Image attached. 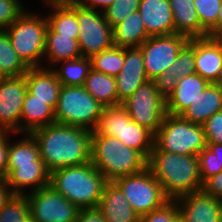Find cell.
Returning <instances> with one entry per match:
<instances>
[{
  "label": "cell",
  "mask_w": 222,
  "mask_h": 222,
  "mask_svg": "<svg viewBox=\"0 0 222 222\" xmlns=\"http://www.w3.org/2000/svg\"><path fill=\"white\" fill-rule=\"evenodd\" d=\"M103 109L104 106L84 86L62 85L55 108V120L60 124L94 131Z\"/></svg>",
  "instance_id": "7"
},
{
  "label": "cell",
  "mask_w": 222,
  "mask_h": 222,
  "mask_svg": "<svg viewBox=\"0 0 222 222\" xmlns=\"http://www.w3.org/2000/svg\"><path fill=\"white\" fill-rule=\"evenodd\" d=\"M181 34L149 37L140 46L143 53L144 68L148 80L160 82L166 70L176 60L179 52L189 42Z\"/></svg>",
  "instance_id": "11"
},
{
  "label": "cell",
  "mask_w": 222,
  "mask_h": 222,
  "mask_svg": "<svg viewBox=\"0 0 222 222\" xmlns=\"http://www.w3.org/2000/svg\"><path fill=\"white\" fill-rule=\"evenodd\" d=\"M211 83L198 73L180 78L166 91V112L180 116Z\"/></svg>",
  "instance_id": "18"
},
{
  "label": "cell",
  "mask_w": 222,
  "mask_h": 222,
  "mask_svg": "<svg viewBox=\"0 0 222 222\" xmlns=\"http://www.w3.org/2000/svg\"><path fill=\"white\" fill-rule=\"evenodd\" d=\"M40 157L39 146L34 137L27 133V138L15 143L9 144L8 164L31 163Z\"/></svg>",
  "instance_id": "36"
},
{
  "label": "cell",
  "mask_w": 222,
  "mask_h": 222,
  "mask_svg": "<svg viewBox=\"0 0 222 222\" xmlns=\"http://www.w3.org/2000/svg\"><path fill=\"white\" fill-rule=\"evenodd\" d=\"M84 87L104 107L118 105L115 77L92 68L85 80Z\"/></svg>",
  "instance_id": "28"
},
{
  "label": "cell",
  "mask_w": 222,
  "mask_h": 222,
  "mask_svg": "<svg viewBox=\"0 0 222 222\" xmlns=\"http://www.w3.org/2000/svg\"><path fill=\"white\" fill-rule=\"evenodd\" d=\"M121 105L130 118L155 134L165 118L166 92L158 81L147 80Z\"/></svg>",
  "instance_id": "9"
},
{
  "label": "cell",
  "mask_w": 222,
  "mask_h": 222,
  "mask_svg": "<svg viewBox=\"0 0 222 222\" xmlns=\"http://www.w3.org/2000/svg\"><path fill=\"white\" fill-rule=\"evenodd\" d=\"M199 173L201 181L222 171V144L207 142V147L199 154Z\"/></svg>",
  "instance_id": "35"
},
{
  "label": "cell",
  "mask_w": 222,
  "mask_h": 222,
  "mask_svg": "<svg viewBox=\"0 0 222 222\" xmlns=\"http://www.w3.org/2000/svg\"><path fill=\"white\" fill-rule=\"evenodd\" d=\"M194 73H196L195 38H192L179 52L174 63L167 68L165 75L159 83L166 92L178 79L185 78Z\"/></svg>",
  "instance_id": "27"
},
{
  "label": "cell",
  "mask_w": 222,
  "mask_h": 222,
  "mask_svg": "<svg viewBox=\"0 0 222 222\" xmlns=\"http://www.w3.org/2000/svg\"><path fill=\"white\" fill-rule=\"evenodd\" d=\"M92 133L116 137L125 146L139 151L147 160L154 147V134L134 122L121 104L104 107Z\"/></svg>",
  "instance_id": "5"
},
{
  "label": "cell",
  "mask_w": 222,
  "mask_h": 222,
  "mask_svg": "<svg viewBox=\"0 0 222 222\" xmlns=\"http://www.w3.org/2000/svg\"><path fill=\"white\" fill-rule=\"evenodd\" d=\"M49 5H61V4H70L76 2V0H46Z\"/></svg>",
  "instance_id": "48"
},
{
  "label": "cell",
  "mask_w": 222,
  "mask_h": 222,
  "mask_svg": "<svg viewBox=\"0 0 222 222\" xmlns=\"http://www.w3.org/2000/svg\"><path fill=\"white\" fill-rule=\"evenodd\" d=\"M115 1L117 0H76V3H78L80 6L84 7V8H88V9H95L94 7H96L97 5L102 6L103 10H105L108 6L112 5ZM88 4H87V3Z\"/></svg>",
  "instance_id": "45"
},
{
  "label": "cell",
  "mask_w": 222,
  "mask_h": 222,
  "mask_svg": "<svg viewBox=\"0 0 222 222\" xmlns=\"http://www.w3.org/2000/svg\"><path fill=\"white\" fill-rule=\"evenodd\" d=\"M106 222H139L140 216L125 198L120 187L113 182H106L97 207Z\"/></svg>",
  "instance_id": "20"
},
{
  "label": "cell",
  "mask_w": 222,
  "mask_h": 222,
  "mask_svg": "<svg viewBox=\"0 0 222 222\" xmlns=\"http://www.w3.org/2000/svg\"><path fill=\"white\" fill-rule=\"evenodd\" d=\"M222 110V85L211 83L180 115L183 119L202 125L214 113Z\"/></svg>",
  "instance_id": "23"
},
{
  "label": "cell",
  "mask_w": 222,
  "mask_h": 222,
  "mask_svg": "<svg viewBox=\"0 0 222 222\" xmlns=\"http://www.w3.org/2000/svg\"><path fill=\"white\" fill-rule=\"evenodd\" d=\"M147 161L139 151L125 146L116 137L91 134V162L107 182L143 171Z\"/></svg>",
  "instance_id": "4"
},
{
  "label": "cell",
  "mask_w": 222,
  "mask_h": 222,
  "mask_svg": "<svg viewBox=\"0 0 222 222\" xmlns=\"http://www.w3.org/2000/svg\"><path fill=\"white\" fill-rule=\"evenodd\" d=\"M179 218L178 203L170 200L162 208L141 216L139 222H176Z\"/></svg>",
  "instance_id": "39"
},
{
  "label": "cell",
  "mask_w": 222,
  "mask_h": 222,
  "mask_svg": "<svg viewBox=\"0 0 222 222\" xmlns=\"http://www.w3.org/2000/svg\"><path fill=\"white\" fill-rule=\"evenodd\" d=\"M114 182L140 217L170 201L148 167L139 173L117 178Z\"/></svg>",
  "instance_id": "10"
},
{
  "label": "cell",
  "mask_w": 222,
  "mask_h": 222,
  "mask_svg": "<svg viewBox=\"0 0 222 222\" xmlns=\"http://www.w3.org/2000/svg\"><path fill=\"white\" fill-rule=\"evenodd\" d=\"M7 185L12 188L14 195H23L22 188L32 186L33 191L50 185V171L44 161L39 157L31 163L7 164ZM22 187V188H21Z\"/></svg>",
  "instance_id": "16"
},
{
  "label": "cell",
  "mask_w": 222,
  "mask_h": 222,
  "mask_svg": "<svg viewBox=\"0 0 222 222\" xmlns=\"http://www.w3.org/2000/svg\"><path fill=\"white\" fill-rule=\"evenodd\" d=\"M173 13L175 33L189 39L200 38V20L194 0H169Z\"/></svg>",
  "instance_id": "26"
},
{
  "label": "cell",
  "mask_w": 222,
  "mask_h": 222,
  "mask_svg": "<svg viewBox=\"0 0 222 222\" xmlns=\"http://www.w3.org/2000/svg\"><path fill=\"white\" fill-rule=\"evenodd\" d=\"M28 69L11 45L7 32L0 30V70L6 77H18Z\"/></svg>",
  "instance_id": "32"
},
{
  "label": "cell",
  "mask_w": 222,
  "mask_h": 222,
  "mask_svg": "<svg viewBox=\"0 0 222 222\" xmlns=\"http://www.w3.org/2000/svg\"><path fill=\"white\" fill-rule=\"evenodd\" d=\"M47 19L23 12L5 30L19 58L28 68L40 67L38 62L46 46Z\"/></svg>",
  "instance_id": "8"
},
{
  "label": "cell",
  "mask_w": 222,
  "mask_h": 222,
  "mask_svg": "<svg viewBox=\"0 0 222 222\" xmlns=\"http://www.w3.org/2000/svg\"><path fill=\"white\" fill-rule=\"evenodd\" d=\"M95 71L116 77L125 61V48L113 45L111 48L96 53L91 57Z\"/></svg>",
  "instance_id": "34"
},
{
  "label": "cell",
  "mask_w": 222,
  "mask_h": 222,
  "mask_svg": "<svg viewBox=\"0 0 222 222\" xmlns=\"http://www.w3.org/2000/svg\"><path fill=\"white\" fill-rule=\"evenodd\" d=\"M216 84L222 85V68H221V72H220V75H219L218 82Z\"/></svg>",
  "instance_id": "49"
},
{
  "label": "cell",
  "mask_w": 222,
  "mask_h": 222,
  "mask_svg": "<svg viewBox=\"0 0 222 222\" xmlns=\"http://www.w3.org/2000/svg\"><path fill=\"white\" fill-rule=\"evenodd\" d=\"M115 80L118 105L148 80L144 68L143 53L140 48H125V61L121 72L115 77Z\"/></svg>",
  "instance_id": "17"
},
{
  "label": "cell",
  "mask_w": 222,
  "mask_h": 222,
  "mask_svg": "<svg viewBox=\"0 0 222 222\" xmlns=\"http://www.w3.org/2000/svg\"><path fill=\"white\" fill-rule=\"evenodd\" d=\"M88 9L76 3V15L79 22L78 43L82 56L91 58L94 54L111 48L113 28L104 14Z\"/></svg>",
  "instance_id": "12"
},
{
  "label": "cell",
  "mask_w": 222,
  "mask_h": 222,
  "mask_svg": "<svg viewBox=\"0 0 222 222\" xmlns=\"http://www.w3.org/2000/svg\"><path fill=\"white\" fill-rule=\"evenodd\" d=\"M30 134L37 141L40 157L50 172L91 162L90 130L55 122Z\"/></svg>",
  "instance_id": "1"
},
{
  "label": "cell",
  "mask_w": 222,
  "mask_h": 222,
  "mask_svg": "<svg viewBox=\"0 0 222 222\" xmlns=\"http://www.w3.org/2000/svg\"><path fill=\"white\" fill-rule=\"evenodd\" d=\"M176 222H184L182 218H179Z\"/></svg>",
  "instance_id": "52"
},
{
  "label": "cell",
  "mask_w": 222,
  "mask_h": 222,
  "mask_svg": "<svg viewBox=\"0 0 222 222\" xmlns=\"http://www.w3.org/2000/svg\"><path fill=\"white\" fill-rule=\"evenodd\" d=\"M202 191L222 200V171L207 178L203 182Z\"/></svg>",
  "instance_id": "42"
},
{
  "label": "cell",
  "mask_w": 222,
  "mask_h": 222,
  "mask_svg": "<svg viewBox=\"0 0 222 222\" xmlns=\"http://www.w3.org/2000/svg\"><path fill=\"white\" fill-rule=\"evenodd\" d=\"M30 218L35 222H76L80 209L52 186L47 185L26 195Z\"/></svg>",
  "instance_id": "13"
},
{
  "label": "cell",
  "mask_w": 222,
  "mask_h": 222,
  "mask_svg": "<svg viewBox=\"0 0 222 222\" xmlns=\"http://www.w3.org/2000/svg\"><path fill=\"white\" fill-rule=\"evenodd\" d=\"M19 0H0V30L7 29L24 11Z\"/></svg>",
  "instance_id": "40"
},
{
  "label": "cell",
  "mask_w": 222,
  "mask_h": 222,
  "mask_svg": "<svg viewBox=\"0 0 222 222\" xmlns=\"http://www.w3.org/2000/svg\"><path fill=\"white\" fill-rule=\"evenodd\" d=\"M147 167L169 200L202 190L198 155H181L152 150Z\"/></svg>",
  "instance_id": "2"
},
{
  "label": "cell",
  "mask_w": 222,
  "mask_h": 222,
  "mask_svg": "<svg viewBox=\"0 0 222 222\" xmlns=\"http://www.w3.org/2000/svg\"><path fill=\"white\" fill-rule=\"evenodd\" d=\"M149 37L139 11L113 28V44L121 48H139Z\"/></svg>",
  "instance_id": "25"
},
{
  "label": "cell",
  "mask_w": 222,
  "mask_h": 222,
  "mask_svg": "<svg viewBox=\"0 0 222 222\" xmlns=\"http://www.w3.org/2000/svg\"><path fill=\"white\" fill-rule=\"evenodd\" d=\"M194 4L200 20V38H217V17L222 0H194Z\"/></svg>",
  "instance_id": "33"
},
{
  "label": "cell",
  "mask_w": 222,
  "mask_h": 222,
  "mask_svg": "<svg viewBox=\"0 0 222 222\" xmlns=\"http://www.w3.org/2000/svg\"><path fill=\"white\" fill-rule=\"evenodd\" d=\"M221 11L217 17V38L222 37V4L220 7Z\"/></svg>",
  "instance_id": "47"
},
{
  "label": "cell",
  "mask_w": 222,
  "mask_h": 222,
  "mask_svg": "<svg viewBox=\"0 0 222 222\" xmlns=\"http://www.w3.org/2000/svg\"><path fill=\"white\" fill-rule=\"evenodd\" d=\"M26 222H35L33 219L29 218Z\"/></svg>",
  "instance_id": "51"
},
{
  "label": "cell",
  "mask_w": 222,
  "mask_h": 222,
  "mask_svg": "<svg viewBox=\"0 0 222 222\" xmlns=\"http://www.w3.org/2000/svg\"><path fill=\"white\" fill-rule=\"evenodd\" d=\"M27 92L25 75L6 77L0 81V130L20 131L21 112ZM19 124V125H18Z\"/></svg>",
  "instance_id": "14"
},
{
  "label": "cell",
  "mask_w": 222,
  "mask_h": 222,
  "mask_svg": "<svg viewBox=\"0 0 222 222\" xmlns=\"http://www.w3.org/2000/svg\"><path fill=\"white\" fill-rule=\"evenodd\" d=\"M6 76L3 74V72L0 70V81L4 80Z\"/></svg>",
  "instance_id": "50"
},
{
  "label": "cell",
  "mask_w": 222,
  "mask_h": 222,
  "mask_svg": "<svg viewBox=\"0 0 222 222\" xmlns=\"http://www.w3.org/2000/svg\"><path fill=\"white\" fill-rule=\"evenodd\" d=\"M184 222H222V200L202 190L175 200ZM183 204V205H181Z\"/></svg>",
  "instance_id": "15"
},
{
  "label": "cell",
  "mask_w": 222,
  "mask_h": 222,
  "mask_svg": "<svg viewBox=\"0 0 222 222\" xmlns=\"http://www.w3.org/2000/svg\"><path fill=\"white\" fill-rule=\"evenodd\" d=\"M44 55L55 65V62L79 58L82 53L78 40L73 36H60L48 26Z\"/></svg>",
  "instance_id": "29"
},
{
  "label": "cell",
  "mask_w": 222,
  "mask_h": 222,
  "mask_svg": "<svg viewBox=\"0 0 222 222\" xmlns=\"http://www.w3.org/2000/svg\"><path fill=\"white\" fill-rule=\"evenodd\" d=\"M140 0H117L108 6L103 14L109 25L114 28L131 13L138 11Z\"/></svg>",
  "instance_id": "38"
},
{
  "label": "cell",
  "mask_w": 222,
  "mask_h": 222,
  "mask_svg": "<svg viewBox=\"0 0 222 222\" xmlns=\"http://www.w3.org/2000/svg\"><path fill=\"white\" fill-rule=\"evenodd\" d=\"M27 83V91L35 96V99L45 101L54 110L56 108L61 83L54 69L40 67L29 68L24 74Z\"/></svg>",
  "instance_id": "22"
},
{
  "label": "cell",
  "mask_w": 222,
  "mask_h": 222,
  "mask_svg": "<svg viewBox=\"0 0 222 222\" xmlns=\"http://www.w3.org/2000/svg\"><path fill=\"white\" fill-rule=\"evenodd\" d=\"M206 147L207 141L202 125L167 113L158 131L154 134L152 150L181 155H198Z\"/></svg>",
  "instance_id": "6"
},
{
  "label": "cell",
  "mask_w": 222,
  "mask_h": 222,
  "mask_svg": "<svg viewBox=\"0 0 222 222\" xmlns=\"http://www.w3.org/2000/svg\"><path fill=\"white\" fill-rule=\"evenodd\" d=\"M50 6L55 9V12L46 17L48 26L60 36H73V39L78 40L79 22L76 15V2Z\"/></svg>",
  "instance_id": "30"
},
{
  "label": "cell",
  "mask_w": 222,
  "mask_h": 222,
  "mask_svg": "<svg viewBox=\"0 0 222 222\" xmlns=\"http://www.w3.org/2000/svg\"><path fill=\"white\" fill-rule=\"evenodd\" d=\"M21 119L25 120V124L20 125V131L31 133L37 128L55 123V110L45 101L35 99V96L27 91L23 101Z\"/></svg>",
  "instance_id": "24"
},
{
  "label": "cell",
  "mask_w": 222,
  "mask_h": 222,
  "mask_svg": "<svg viewBox=\"0 0 222 222\" xmlns=\"http://www.w3.org/2000/svg\"><path fill=\"white\" fill-rule=\"evenodd\" d=\"M196 73L210 83H217L222 68V37L195 38Z\"/></svg>",
  "instance_id": "19"
},
{
  "label": "cell",
  "mask_w": 222,
  "mask_h": 222,
  "mask_svg": "<svg viewBox=\"0 0 222 222\" xmlns=\"http://www.w3.org/2000/svg\"><path fill=\"white\" fill-rule=\"evenodd\" d=\"M6 136L5 132L0 134V179H5L7 176L9 143Z\"/></svg>",
  "instance_id": "43"
},
{
  "label": "cell",
  "mask_w": 222,
  "mask_h": 222,
  "mask_svg": "<svg viewBox=\"0 0 222 222\" xmlns=\"http://www.w3.org/2000/svg\"><path fill=\"white\" fill-rule=\"evenodd\" d=\"M106 182L92 162L50 172V186L80 210L97 207Z\"/></svg>",
  "instance_id": "3"
},
{
  "label": "cell",
  "mask_w": 222,
  "mask_h": 222,
  "mask_svg": "<svg viewBox=\"0 0 222 222\" xmlns=\"http://www.w3.org/2000/svg\"><path fill=\"white\" fill-rule=\"evenodd\" d=\"M9 186L6 183L5 179H0V210L7 203V201L14 195ZM10 192H9V190Z\"/></svg>",
  "instance_id": "46"
},
{
  "label": "cell",
  "mask_w": 222,
  "mask_h": 222,
  "mask_svg": "<svg viewBox=\"0 0 222 222\" xmlns=\"http://www.w3.org/2000/svg\"><path fill=\"white\" fill-rule=\"evenodd\" d=\"M138 11L150 37L175 34L169 0H140Z\"/></svg>",
  "instance_id": "21"
},
{
  "label": "cell",
  "mask_w": 222,
  "mask_h": 222,
  "mask_svg": "<svg viewBox=\"0 0 222 222\" xmlns=\"http://www.w3.org/2000/svg\"><path fill=\"white\" fill-rule=\"evenodd\" d=\"M30 218L25 194L13 195L0 210V222H26Z\"/></svg>",
  "instance_id": "37"
},
{
  "label": "cell",
  "mask_w": 222,
  "mask_h": 222,
  "mask_svg": "<svg viewBox=\"0 0 222 222\" xmlns=\"http://www.w3.org/2000/svg\"><path fill=\"white\" fill-rule=\"evenodd\" d=\"M61 70H54L61 85L84 86L85 80L92 69V61L89 57L81 56L76 59L63 60ZM66 64V66H64Z\"/></svg>",
  "instance_id": "31"
},
{
  "label": "cell",
  "mask_w": 222,
  "mask_h": 222,
  "mask_svg": "<svg viewBox=\"0 0 222 222\" xmlns=\"http://www.w3.org/2000/svg\"><path fill=\"white\" fill-rule=\"evenodd\" d=\"M202 127L207 142L222 144V110L208 118Z\"/></svg>",
  "instance_id": "41"
},
{
  "label": "cell",
  "mask_w": 222,
  "mask_h": 222,
  "mask_svg": "<svg viewBox=\"0 0 222 222\" xmlns=\"http://www.w3.org/2000/svg\"><path fill=\"white\" fill-rule=\"evenodd\" d=\"M76 222H106V220L97 208H93L79 210Z\"/></svg>",
  "instance_id": "44"
}]
</instances>
